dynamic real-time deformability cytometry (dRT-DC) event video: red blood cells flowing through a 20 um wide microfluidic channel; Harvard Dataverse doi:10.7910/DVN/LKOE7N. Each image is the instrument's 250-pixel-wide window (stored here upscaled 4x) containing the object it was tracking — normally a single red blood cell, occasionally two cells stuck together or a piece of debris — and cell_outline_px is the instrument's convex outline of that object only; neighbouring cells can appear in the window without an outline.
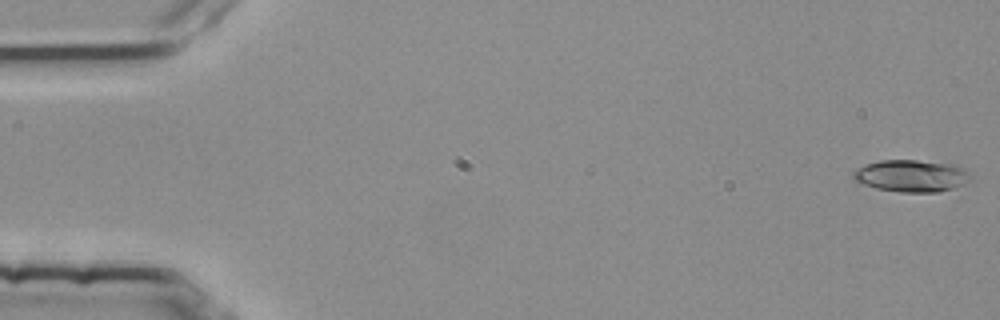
{"species": "common noctule bat (a hibernating species)", "species_latin": "Nyctalus noctula", "temperature_condition": "room temperature", "stored_images_in_passage": 54, "camera_frame_rate_fps": 3000, "um_per_image_px": 0.085, "animal": {"sex": "female", "body_mass_g": 25.1}, "frame": {"image": 1, "passage_image": 1, "time_ms": 0.0, "image_size_px": [1000, 320], "cell_outline_px": [[972, 176], [964, 184], [940, 192], [900, 192], [876, 188], [852, 180], [852, 172], [868, 164], [880, 160], [916, 160], [956, 164], [964, 168]], "centroid_in_image_um": [77.49, 14.94], "position_along_channel_um": 7.5, "area_um2": 21.91}}
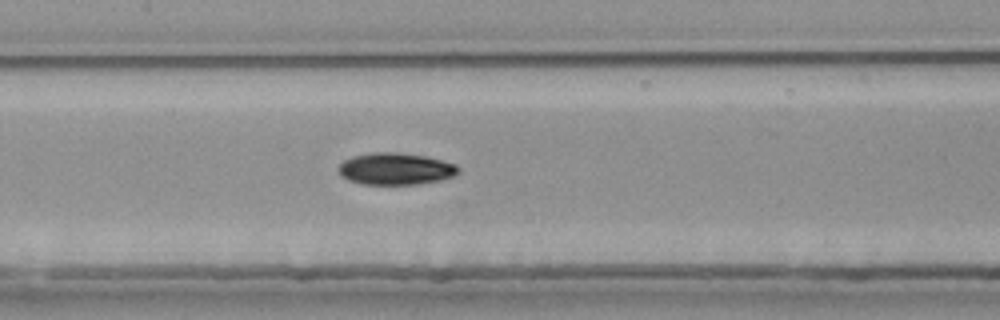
{"frame": {"image": 2, "passage_image": 26, "time_ms": 8.333, "image_size_px": [1000, 320], "cell_outline_px": [[460, 172], [452, 176], [440, 180], [416, 184], [364, 184], [348, 180], [336, 168], [344, 160], [352, 156], [372, 152], [396, 152], [424, 156], [456, 164], [460, 168]], "centroid_in_image_um": [33.62, 14.34], "position_along_channel_um": 173.8, "area_um2": 22.14}}
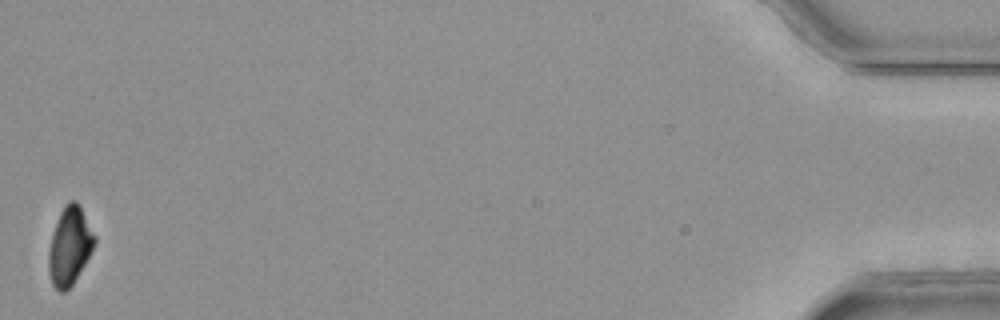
{"frame": {"image": 3, "passage_image": 54, "time_ms": 17.667, "image_size_px": [1000, 320], "cell_outline_px": [[96, 240], [84, 264], [72, 284], [64, 292], [60, 292], [52, 284], [48, 268], [48, 252], [52, 236], [60, 212], [64, 204], [68, 200], [76, 200], [80, 204], [96, 236]], "centroid_in_image_um": [5.92, 20.86], "position_along_channel_um": 429.3, "area_um2": 20.63}, "authors_computed_cell_mechanics": {"area_um2": 21.7328, "velocity_mm_per_s": 3.7994, "shape_relaxation_time_tau1_ms": 6.2968, "shape_relaxation_time_tau2_ms": null, "deformation_change_tau1": 0.164, "deformation_change_tau2": null}}